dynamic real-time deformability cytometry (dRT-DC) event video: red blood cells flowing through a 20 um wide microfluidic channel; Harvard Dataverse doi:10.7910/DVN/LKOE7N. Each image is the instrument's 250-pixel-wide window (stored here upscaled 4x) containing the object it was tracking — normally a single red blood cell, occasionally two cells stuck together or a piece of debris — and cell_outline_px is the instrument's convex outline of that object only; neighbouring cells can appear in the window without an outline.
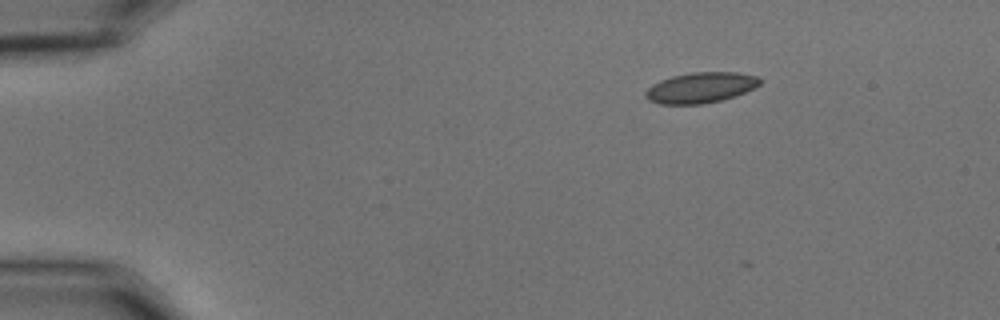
{"species": "common noctule bat (a hibernating species)", "species_latin": "Nyctalus noctula", "temperature_condition": "cold", "stored_images_in_passage": 4, "camera_frame_rate_fps": 3000, "um_per_image_px": 0.085, "animal": {"sex": "male", "body_mass_g": 15.6}, "frame": {"image": 1, "passage_image": 1, "time_ms": 0.0, "image_size_px": [1000, 320], "cell_outline_px": [[764, 80], [760, 84], [744, 92], [720, 100], [700, 104], [660, 104], [648, 100], [644, 96], [644, 92], [652, 84], [660, 80], [672, 76], [692, 72], [736, 72], [756, 76]], "centroid_in_image_um": [59.52, 7.44], "position_along_channel_um": 25.5, "area_um2": 20.29}}